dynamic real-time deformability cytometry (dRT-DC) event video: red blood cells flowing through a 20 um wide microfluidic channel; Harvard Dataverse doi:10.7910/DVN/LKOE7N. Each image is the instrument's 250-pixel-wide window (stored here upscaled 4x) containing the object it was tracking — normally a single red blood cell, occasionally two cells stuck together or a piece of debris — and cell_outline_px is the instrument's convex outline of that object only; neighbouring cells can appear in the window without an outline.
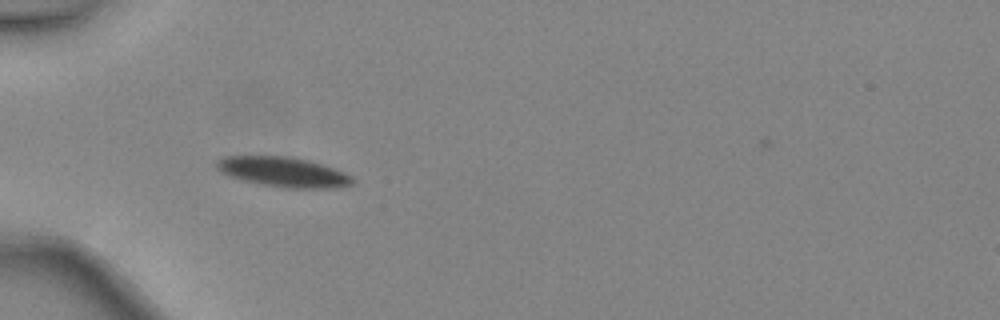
{"species": "common noctule bat (a hibernating species)", "species_latin": "Nyctalus noctula", "temperature_condition": "warm", "stored_images_in_passage": 33, "camera_frame_rate_fps": 3000, "um_per_image_px": 0.085, "animal": {"sex": "female", "body_mass_g": 24.6, "forearm_length_mm": 56.2}, "frame": {"image": 1, "passage_image": 4, "time_ms": 1.0, "image_size_px": [1000, 320], "cell_outline_px": [[356, 180], [352, 184], [336, 188], [284, 188], [260, 184], [240, 180], [228, 176], [220, 172], [216, 168], [216, 160], [224, 156], [292, 156], [308, 160], [344, 172], [352, 176]], "centroid_in_image_um": [24.05, 14.62], "position_along_channel_um": 61.0, "area_um2": 23.93}}
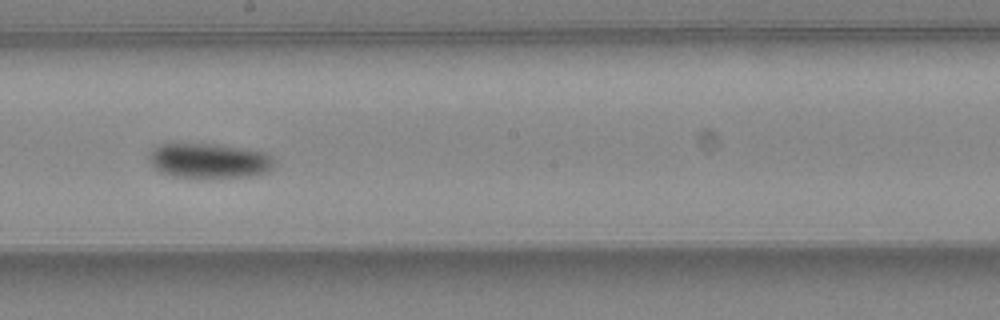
{"frame": {"image": 2, "passage_image": 16, "time_ms": 5.0, "image_size_px": [1000, 320], "cell_outline_px": [[272, 168], [268, 172], [248, 176], [172, 176], [160, 172], [148, 160], [148, 156], [152, 148], [156, 144], [224, 144], [264, 152], [272, 156]], "centroid_in_image_um": [17.74, 13.62], "position_along_channel_um": 230.5, "area_um2": 25.14}}
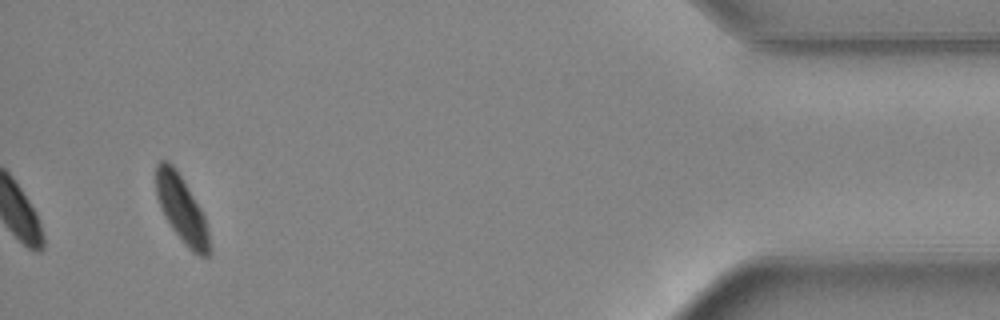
{"frame": {"image": 3, "passage_image": 33, "time_ms": 10.667, "image_size_px": [1000, 320], "cell_outline_px": [[212, 252], [208, 256], [200, 256], [192, 252], [184, 244], [172, 228], [164, 216], [160, 208], [156, 196], [156, 164], [160, 160], [168, 160], [176, 168], [200, 208], [204, 216], [208, 228], [212, 248]], "centroid_in_image_um": [15.45, 17.8], "position_along_channel_um": 419.7, "area_um2": 20.98}, "authors_computed_cell_mechanics": {"area_um2": 23.987, "velocity_mm_per_s": 4.4535, "shape_relaxation_time_tau1_ms": 2.8563, "shape_relaxation_time_tau2_ms": null, "deformation_change_tau1": 0.11, "deformation_change_tau2": null}}